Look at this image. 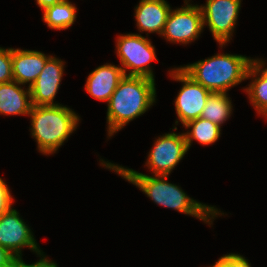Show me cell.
<instances>
[{
	"instance_id": "e0dca14e",
	"label": "cell",
	"mask_w": 267,
	"mask_h": 267,
	"mask_svg": "<svg viewBox=\"0 0 267 267\" xmlns=\"http://www.w3.org/2000/svg\"><path fill=\"white\" fill-rule=\"evenodd\" d=\"M76 7L69 0H61L44 9L43 21L52 29H67L76 19Z\"/></svg>"
},
{
	"instance_id": "5b68a950",
	"label": "cell",
	"mask_w": 267,
	"mask_h": 267,
	"mask_svg": "<svg viewBox=\"0 0 267 267\" xmlns=\"http://www.w3.org/2000/svg\"><path fill=\"white\" fill-rule=\"evenodd\" d=\"M116 41L117 55L125 76H143L155 80L150 62L157 60V57L150 39L141 34H126L120 35ZM127 69H131L128 74Z\"/></svg>"
},
{
	"instance_id": "3957f363",
	"label": "cell",
	"mask_w": 267,
	"mask_h": 267,
	"mask_svg": "<svg viewBox=\"0 0 267 267\" xmlns=\"http://www.w3.org/2000/svg\"><path fill=\"white\" fill-rule=\"evenodd\" d=\"M249 66V57L223 53L180 68L210 92L226 93L246 79Z\"/></svg>"
},
{
	"instance_id": "603a6c76",
	"label": "cell",
	"mask_w": 267,
	"mask_h": 267,
	"mask_svg": "<svg viewBox=\"0 0 267 267\" xmlns=\"http://www.w3.org/2000/svg\"><path fill=\"white\" fill-rule=\"evenodd\" d=\"M18 259L0 246V267H17Z\"/></svg>"
},
{
	"instance_id": "d6986e66",
	"label": "cell",
	"mask_w": 267,
	"mask_h": 267,
	"mask_svg": "<svg viewBox=\"0 0 267 267\" xmlns=\"http://www.w3.org/2000/svg\"><path fill=\"white\" fill-rule=\"evenodd\" d=\"M256 76V77H255ZM252 77V82L249 87L245 88L249 99L257 113L267 116V80L263 79L259 74L249 66L246 79ZM267 118V117H266Z\"/></svg>"
},
{
	"instance_id": "8fae6325",
	"label": "cell",
	"mask_w": 267,
	"mask_h": 267,
	"mask_svg": "<svg viewBox=\"0 0 267 267\" xmlns=\"http://www.w3.org/2000/svg\"><path fill=\"white\" fill-rule=\"evenodd\" d=\"M64 71V62L50 57L34 84L30 87L33 106L59 105L54 103Z\"/></svg>"
},
{
	"instance_id": "ba28073f",
	"label": "cell",
	"mask_w": 267,
	"mask_h": 267,
	"mask_svg": "<svg viewBox=\"0 0 267 267\" xmlns=\"http://www.w3.org/2000/svg\"><path fill=\"white\" fill-rule=\"evenodd\" d=\"M241 0H207L200 6L203 25L207 24L220 47L229 42L234 31Z\"/></svg>"
},
{
	"instance_id": "7c38bea8",
	"label": "cell",
	"mask_w": 267,
	"mask_h": 267,
	"mask_svg": "<svg viewBox=\"0 0 267 267\" xmlns=\"http://www.w3.org/2000/svg\"><path fill=\"white\" fill-rule=\"evenodd\" d=\"M51 57L35 50H21L12 48L13 80L21 85L34 84L44 68L46 61Z\"/></svg>"
},
{
	"instance_id": "ac0fdd59",
	"label": "cell",
	"mask_w": 267,
	"mask_h": 267,
	"mask_svg": "<svg viewBox=\"0 0 267 267\" xmlns=\"http://www.w3.org/2000/svg\"><path fill=\"white\" fill-rule=\"evenodd\" d=\"M232 112L231 100L227 93H211L201 114V118L209 120L220 127Z\"/></svg>"
},
{
	"instance_id": "7402d4cb",
	"label": "cell",
	"mask_w": 267,
	"mask_h": 267,
	"mask_svg": "<svg viewBox=\"0 0 267 267\" xmlns=\"http://www.w3.org/2000/svg\"><path fill=\"white\" fill-rule=\"evenodd\" d=\"M13 198L6 183L0 177V216L7 212L12 206Z\"/></svg>"
},
{
	"instance_id": "cb8c5ba5",
	"label": "cell",
	"mask_w": 267,
	"mask_h": 267,
	"mask_svg": "<svg viewBox=\"0 0 267 267\" xmlns=\"http://www.w3.org/2000/svg\"><path fill=\"white\" fill-rule=\"evenodd\" d=\"M38 255H40L41 259L37 261L34 264H26L22 258L18 260L17 262V267H58L56 263L50 261L47 259L44 255L43 252H39Z\"/></svg>"
},
{
	"instance_id": "484cf974",
	"label": "cell",
	"mask_w": 267,
	"mask_h": 267,
	"mask_svg": "<svg viewBox=\"0 0 267 267\" xmlns=\"http://www.w3.org/2000/svg\"><path fill=\"white\" fill-rule=\"evenodd\" d=\"M60 1L61 0H36L38 6L41 7L42 10L46 9L47 7L53 6Z\"/></svg>"
},
{
	"instance_id": "30bf717a",
	"label": "cell",
	"mask_w": 267,
	"mask_h": 267,
	"mask_svg": "<svg viewBox=\"0 0 267 267\" xmlns=\"http://www.w3.org/2000/svg\"><path fill=\"white\" fill-rule=\"evenodd\" d=\"M0 246L18 260L21 259L23 247H28L37 254L41 251L31 229L19 217L17 210L12 207L0 216Z\"/></svg>"
},
{
	"instance_id": "4fadbf2b",
	"label": "cell",
	"mask_w": 267,
	"mask_h": 267,
	"mask_svg": "<svg viewBox=\"0 0 267 267\" xmlns=\"http://www.w3.org/2000/svg\"><path fill=\"white\" fill-rule=\"evenodd\" d=\"M124 76L121 67L104 64L89 74L85 89L93 98L108 103Z\"/></svg>"
},
{
	"instance_id": "8992f818",
	"label": "cell",
	"mask_w": 267,
	"mask_h": 267,
	"mask_svg": "<svg viewBox=\"0 0 267 267\" xmlns=\"http://www.w3.org/2000/svg\"><path fill=\"white\" fill-rule=\"evenodd\" d=\"M170 10L161 36L173 43L188 44L201 34L203 25L202 11L199 5L189 4Z\"/></svg>"
},
{
	"instance_id": "5bb4252c",
	"label": "cell",
	"mask_w": 267,
	"mask_h": 267,
	"mask_svg": "<svg viewBox=\"0 0 267 267\" xmlns=\"http://www.w3.org/2000/svg\"><path fill=\"white\" fill-rule=\"evenodd\" d=\"M170 10L165 0H140L135 8L138 30L161 35Z\"/></svg>"
},
{
	"instance_id": "277c9868",
	"label": "cell",
	"mask_w": 267,
	"mask_h": 267,
	"mask_svg": "<svg viewBox=\"0 0 267 267\" xmlns=\"http://www.w3.org/2000/svg\"><path fill=\"white\" fill-rule=\"evenodd\" d=\"M31 134L38 150L49 155L55 153L77 128L79 116L63 105L32 106Z\"/></svg>"
},
{
	"instance_id": "9a60e30c",
	"label": "cell",
	"mask_w": 267,
	"mask_h": 267,
	"mask_svg": "<svg viewBox=\"0 0 267 267\" xmlns=\"http://www.w3.org/2000/svg\"><path fill=\"white\" fill-rule=\"evenodd\" d=\"M19 85L14 80L0 84V114L29 116L33 106L30 88L25 91Z\"/></svg>"
},
{
	"instance_id": "52a82bcc",
	"label": "cell",
	"mask_w": 267,
	"mask_h": 267,
	"mask_svg": "<svg viewBox=\"0 0 267 267\" xmlns=\"http://www.w3.org/2000/svg\"><path fill=\"white\" fill-rule=\"evenodd\" d=\"M170 71L169 74L175 81L183 83L175 99V109L179 122L185 125L187 122L201 117L207 99L212 92L195 82L180 67Z\"/></svg>"
},
{
	"instance_id": "7a4b0ae2",
	"label": "cell",
	"mask_w": 267,
	"mask_h": 267,
	"mask_svg": "<svg viewBox=\"0 0 267 267\" xmlns=\"http://www.w3.org/2000/svg\"><path fill=\"white\" fill-rule=\"evenodd\" d=\"M154 82L143 76L123 77L107 103L109 137L153 105L156 97Z\"/></svg>"
},
{
	"instance_id": "6da1fadb",
	"label": "cell",
	"mask_w": 267,
	"mask_h": 267,
	"mask_svg": "<svg viewBox=\"0 0 267 267\" xmlns=\"http://www.w3.org/2000/svg\"><path fill=\"white\" fill-rule=\"evenodd\" d=\"M101 164L113 170L125 178L129 183L136 185L147 197L151 198L158 205L165 208H172L186 215L197 217L205 223L212 224V219L220 215L217 208L202 204L187 196L177 185L166 181L168 175H146L133 169H127L114 163L105 162ZM211 220V221H210ZM211 223V224H210Z\"/></svg>"
},
{
	"instance_id": "2e32d148",
	"label": "cell",
	"mask_w": 267,
	"mask_h": 267,
	"mask_svg": "<svg viewBox=\"0 0 267 267\" xmlns=\"http://www.w3.org/2000/svg\"><path fill=\"white\" fill-rule=\"evenodd\" d=\"M184 127L192 128L191 131L184 133L187 148L190 149L193 140L198 141L202 145H209L215 143L221 134V127L209 120L198 119L187 122Z\"/></svg>"
},
{
	"instance_id": "9c48e42d",
	"label": "cell",
	"mask_w": 267,
	"mask_h": 267,
	"mask_svg": "<svg viewBox=\"0 0 267 267\" xmlns=\"http://www.w3.org/2000/svg\"><path fill=\"white\" fill-rule=\"evenodd\" d=\"M187 151L184 133H166L156 139L146 166L154 175H169Z\"/></svg>"
},
{
	"instance_id": "d4e9b609",
	"label": "cell",
	"mask_w": 267,
	"mask_h": 267,
	"mask_svg": "<svg viewBox=\"0 0 267 267\" xmlns=\"http://www.w3.org/2000/svg\"><path fill=\"white\" fill-rule=\"evenodd\" d=\"M264 61L261 59H250V66L265 80H267V68H262ZM262 69V70H261Z\"/></svg>"
},
{
	"instance_id": "44dd1931",
	"label": "cell",
	"mask_w": 267,
	"mask_h": 267,
	"mask_svg": "<svg viewBox=\"0 0 267 267\" xmlns=\"http://www.w3.org/2000/svg\"><path fill=\"white\" fill-rule=\"evenodd\" d=\"M211 267H251L245 257L240 254H226L218 259Z\"/></svg>"
},
{
	"instance_id": "ffe728a7",
	"label": "cell",
	"mask_w": 267,
	"mask_h": 267,
	"mask_svg": "<svg viewBox=\"0 0 267 267\" xmlns=\"http://www.w3.org/2000/svg\"><path fill=\"white\" fill-rule=\"evenodd\" d=\"M13 81L12 48L0 47V84Z\"/></svg>"
}]
</instances>
